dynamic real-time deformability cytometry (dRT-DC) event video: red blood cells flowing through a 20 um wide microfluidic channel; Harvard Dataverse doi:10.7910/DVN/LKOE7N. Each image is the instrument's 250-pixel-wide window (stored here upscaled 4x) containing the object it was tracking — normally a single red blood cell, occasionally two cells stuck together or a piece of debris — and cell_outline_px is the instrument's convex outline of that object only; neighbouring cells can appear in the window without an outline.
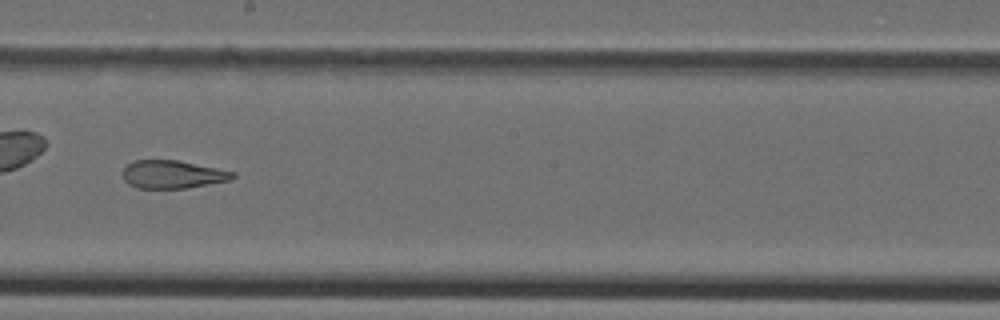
{"species": "Egyptian fruit bat (a non-hibernating species)", "species_latin": "Rousettus aegyptiacus", "temperature_condition": "cold", "stored_images_in_passage": 46, "camera_frame_rate_fps": 3000, "um_per_image_px": 0.085, "animal": {"sex": "female"}, "frame": {"image": 1, "passage_image": 27, "time_ms": 8.667, "image_size_px": [1000, 320], "cell_outline_px": [[236, 176], [232, 180], [184, 188], [136, 188], [128, 184], [124, 180], [124, 168], [128, 164], [136, 160], [176, 160], [236, 172]], "centroid_in_image_um": [14.68, 14.83], "position_along_channel_um": 233.5, "area_um2": 17.8}}